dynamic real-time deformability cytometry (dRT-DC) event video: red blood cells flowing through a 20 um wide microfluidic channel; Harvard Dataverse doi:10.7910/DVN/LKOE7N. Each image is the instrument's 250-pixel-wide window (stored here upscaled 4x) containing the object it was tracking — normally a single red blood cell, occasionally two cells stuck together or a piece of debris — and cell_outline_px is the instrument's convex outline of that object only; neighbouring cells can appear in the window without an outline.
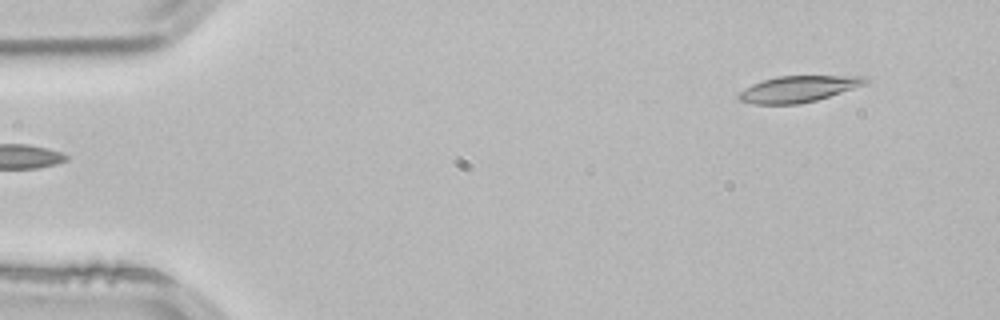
{"species": "common noctule bat (a hibernating species)", "species_latin": "Nyctalus noctula", "temperature_condition": "room temperature", "stored_images_in_passage": 4, "segment_of_instrument_passage": [2, 2], "camera_frame_rate_fps": 3000, "um_per_image_px": 0.085, "animal": {"sex": "male", "body_mass_g": 21.5, "forearm_length_mm": 52.0}, "frame": {"image": 1, "passage_image": 4, "time_ms": 1.0, "image_size_px": [1000, 320], "cell_outline_px": [[872, 80], [868, 84], [816, 100], [800, 104], [752, 104], [740, 100], [736, 96], [744, 88], [752, 84], [776, 76], [868, 76]], "centroid_in_image_um": [67.9, 7.56], "position_along_channel_um": 17.1, "area_um2": 19.54}}